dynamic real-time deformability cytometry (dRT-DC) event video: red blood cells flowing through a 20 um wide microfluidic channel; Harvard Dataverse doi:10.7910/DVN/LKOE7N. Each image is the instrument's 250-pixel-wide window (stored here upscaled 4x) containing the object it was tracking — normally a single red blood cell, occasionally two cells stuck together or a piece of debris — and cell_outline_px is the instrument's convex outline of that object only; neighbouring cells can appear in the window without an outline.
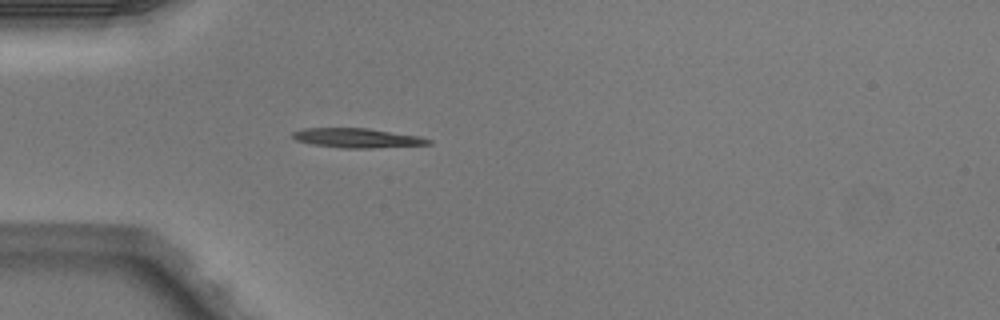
{"species": "Egyptian fruit bat (a non-hibernating species)", "species_latin": "Rousettus aegyptiacus", "temperature_condition": "warm", "stored_images_in_passage": 1, "camera_frame_rate_fps": 3000, "um_per_image_px": 0.085, "animal": {"sex": "male"}, "frame": {"image": 1, "passage_image": 1, "time_ms": 0.0, "image_size_px": [1000, 320], "cell_outline_px": [[432, 144], [372, 148], [344, 148], [312, 144], [296, 140], [292, 136], [292, 132], [304, 128], [368, 128], [420, 136], [432, 140]], "centroid_in_image_um": [30.38, 11.72], "position_along_channel_um": 54.6, "area_um2": 15.37}}